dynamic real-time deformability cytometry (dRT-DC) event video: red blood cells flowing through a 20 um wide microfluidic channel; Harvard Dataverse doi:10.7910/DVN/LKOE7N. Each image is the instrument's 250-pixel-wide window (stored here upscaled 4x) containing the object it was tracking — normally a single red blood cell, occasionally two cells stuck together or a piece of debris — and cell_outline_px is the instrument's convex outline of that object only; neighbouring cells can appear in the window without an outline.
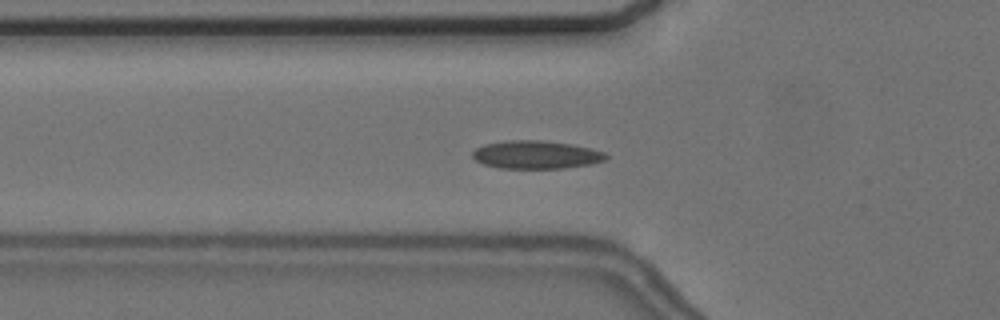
{"species": "common noctule bat (a hibernating species)", "species_latin": "Nyctalus noctula", "temperature_condition": "cold", "stored_images_in_passage": 57, "camera_frame_rate_fps": 3000, "um_per_image_px": 0.085, "animal": {"sex": "female", "body_mass_g": 24.6, "forearm_length_mm": 56.2}, "frame": {"image": 1, "passage_image": 20, "time_ms": 6.333, "image_size_px": [1000, 320], "cell_outline_px": [[608, 156], [604, 160], [592, 164], [564, 168], [500, 168], [484, 164], [476, 160], [472, 156], [472, 152], [476, 148], [484, 144], [508, 140], [544, 140], [572, 144], [604, 152]], "centroid_in_image_um": [45.56, 13.14], "position_along_channel_um": 80.2, "area_um2": 21.79}}
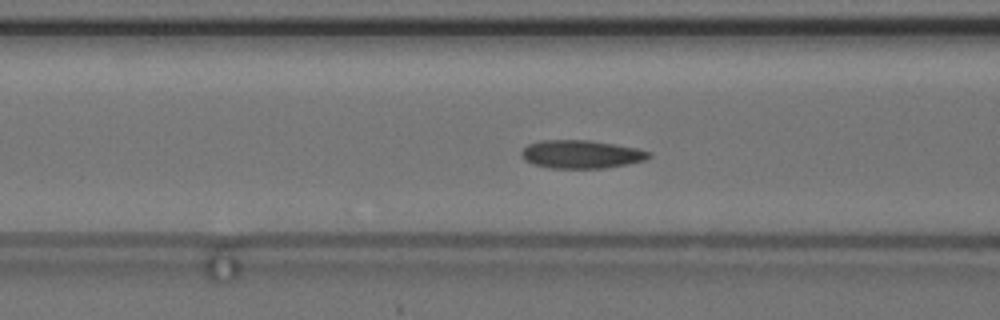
{"frame": {"image": 2, "passage_image": 23, "time_ms": 7.333, "image_size_px": [1000, 320], "cell_outline_px": [[652, 156], [644, 160], [628, 164], [604, 168], [548, 168], [532, 164], [524, 160], [520, 156], [520, 152], [528, 144], [540, 140], [588, 140], [616, 144], [636, 148], [652, 152]], "centroid_in_image_um": [49.38, 13.11], "position_along_channel_um": 117.2, "area_um2": 21.15}}
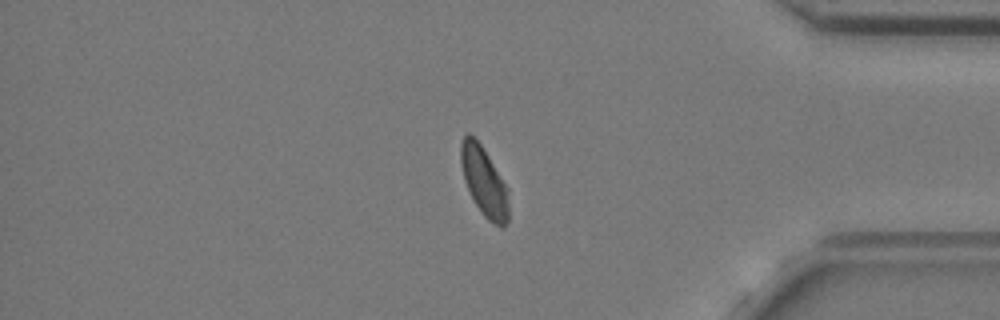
{"frame": {"image": 3, "passage_image": 48, "time_ms": 15.667, "image_size_px": [1000, 320], "cell_outline_px": [[508, 220], [504, 228], [500, 228], [488, 220], [480, 212], [464, 180], [460, 164], [460, 144], [464, 136], [468, 132], [480, 144], [488, 156], [508, 188]], "centroid_in_image_um": [41.15, 15.46], "position_along_channel_um": 394.1, "area_um2": 19.19}, "authors_computed_cell_mechanics": {"area_um2": 20.3456, "velocity_mm_per_s": 3.628, "shape_relaxation_time_tau1_ms": null, "shape_relaxation_time_tau2_ms": 2.581, "deformation_change_tau1": null, "deformation_change_tau2": 0.0601}}